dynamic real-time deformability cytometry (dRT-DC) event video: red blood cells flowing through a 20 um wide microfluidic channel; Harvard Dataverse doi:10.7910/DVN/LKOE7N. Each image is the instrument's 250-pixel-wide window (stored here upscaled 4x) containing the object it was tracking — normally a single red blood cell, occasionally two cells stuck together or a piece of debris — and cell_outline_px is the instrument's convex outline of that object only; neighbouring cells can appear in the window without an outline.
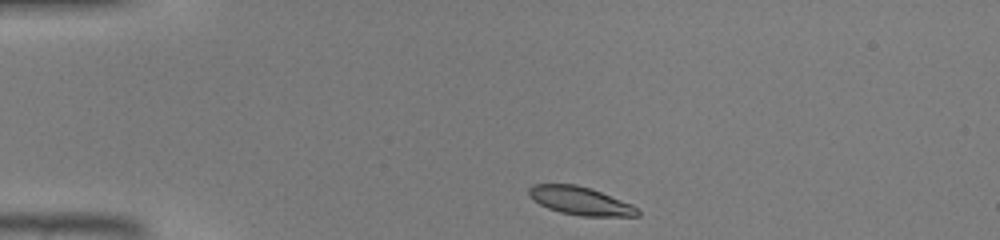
{"species": "common noctule bat (a hibernating species)", "species_latin": "Nyctalus noctula", "temperature_condition": "warm", "stored_images_in_passage": 37, "camera_frame_rate_fps": 3000, "um_per_image_px": 0.085, "animal": {"sex": "male", "body_mass_g": 19.0, "forearm_length_mm": 50.8}, "frame": {"image": 1, "passage_image": 1, "time_ms": 0.0, "image_size_px": [1000, 240], "cell_outline_px": [[640, 216], [580, 216], [560, 212], [548, 208], [540, 204], [528, 192], [528, 188], [532, 184], [576, 184], [592, 188], [632, 204], [640, 212]], "centroid_in_image_um": [49.36, 17.06], "position_along_channel_um": 35.6, "area_um2": 17.8}}
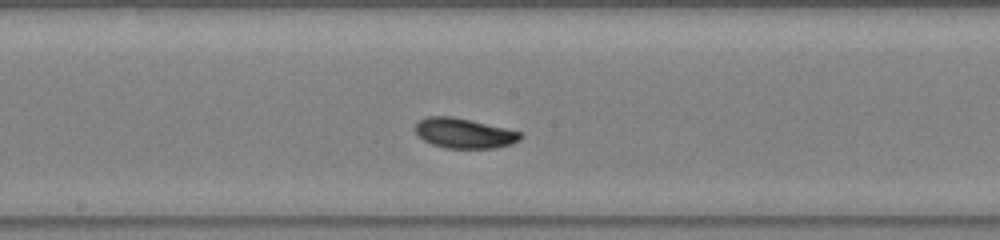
{"frame": {"image": 2, "passage_image": 16, "time_ms": 5.0, "image_size_px": [1000, 240], "cell_outline_px": [[524, 136], [520, 140], [512, 144], [496, 148], [444, 148], [432, 144], [424, 140], [416, 132], [416, 124], [420, 120], [428, 116], [452, 116], [504, 128], [520, 132]], "centroid_in_image_um": [39.47, 11.33], "position_along_channel_um": 208.7, "area_um2": 18.21}}
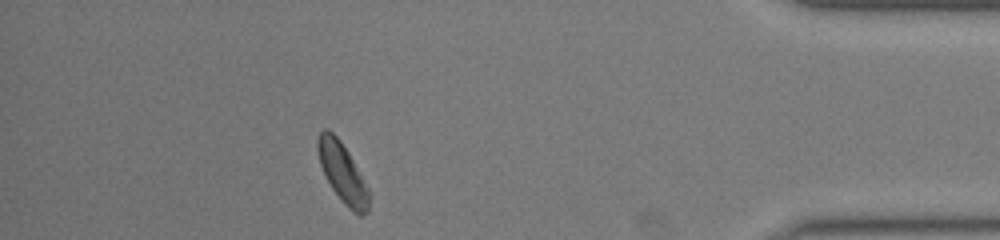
{"frame": {"image": 3, "passage_image": 32, "time_ms": 10.333, "image_size_px": [1000, 240], "cell_outline_px": [[372, 196], [368, 212], [360, 216], [352, 212], [344, 204], [332, 188], [320, 164], [316, 148], [316, 140], [320, 132], [324, 128], [328, 128], [340, 140], [348, 152], [368, 188]], "centroid_in_image_um": [29.13, 14.71], "position_along_channel_um": 406.1, "area_um2": 17.86}}